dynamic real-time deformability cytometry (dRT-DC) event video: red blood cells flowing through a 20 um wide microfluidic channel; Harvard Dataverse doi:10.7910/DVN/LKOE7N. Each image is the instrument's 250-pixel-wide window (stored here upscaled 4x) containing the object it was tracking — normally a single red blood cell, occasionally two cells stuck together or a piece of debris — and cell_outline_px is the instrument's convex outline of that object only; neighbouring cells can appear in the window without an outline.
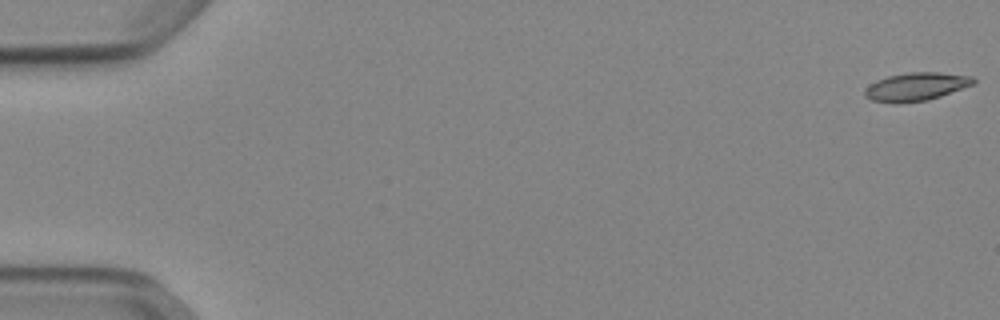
{"species": "Egyptian fruit bat (a non-hibernating species)", "species_latin": "Rousettus aegyptiacus", "temperature_condition": "cold", "stored_images_in_passage": 9, "camera_frame_rate_fps": 3000, "um_per_image_px": 0.085, "animal": {"sex": "female"}, "frame": {"image": 1, "passage_image": 1, "time_ms": 0.0, "image_size_px": [1000, 320], "cell_outline_px": [[976, 84], [928, 100], [896, 104], [872, 100], [864, 96], [864, 92], [876, 80], [888, 76], [908, 72], [936, 72], [972, 76], [976, 80]], "centroid_in_image_um": [77.9, 7.37], "position_along_channel_um": 7.1, "area_um2": 17.86}}